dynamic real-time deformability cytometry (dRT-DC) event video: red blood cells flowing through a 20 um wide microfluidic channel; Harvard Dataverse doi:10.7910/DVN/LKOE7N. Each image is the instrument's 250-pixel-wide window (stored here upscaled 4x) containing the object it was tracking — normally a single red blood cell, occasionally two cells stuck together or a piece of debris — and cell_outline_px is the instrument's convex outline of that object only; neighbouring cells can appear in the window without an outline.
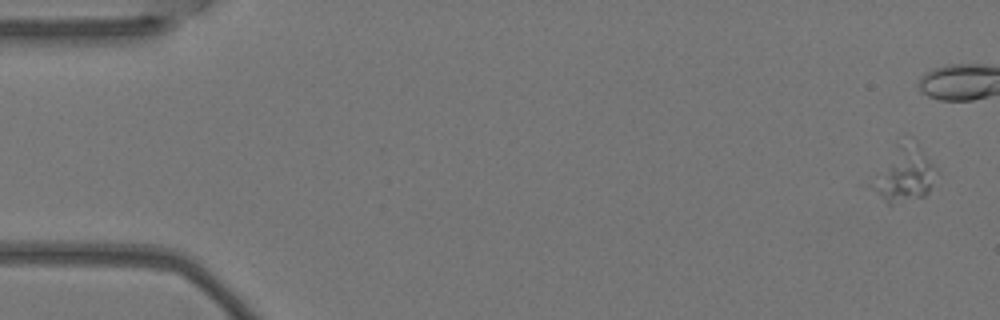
{"species": "Egyptian fruit bat (a non-hibernating species)", "species_latin": "Rousettus aegyptiacus", "temperature_condition": "warm", "stored_images_in_passage": 7, "camera_frame_rate_fps": 3000, "um_per_image_px": 0.085, "animal": {"sex": "female"}, "frame": {"image": 1, "passage_image": 1, "time_ms": 0.0, "image_size_px": [1000, 320], "cell_outline_px": [[936, 172], [928, 192], [924, 196], [892, 204], [888, 204], [872, 188], [888, 168], [892, 164], [924, 156], [936, 168]], "centroid_in_image_um": [77.0, 15.35], "position_along_channel_um": 8.0, "area_um2": 14.51}}
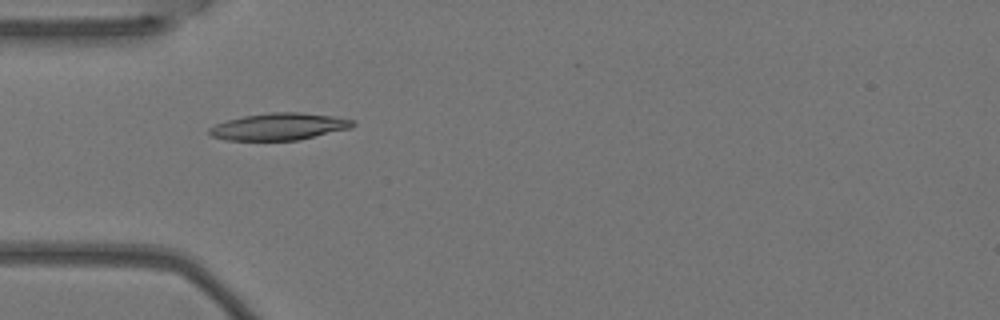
{"frame": {"image": 2, "passage_image": 6, "time_ms": 1.667, "image_size_px": [1000, 320], "cell_outline_px": [[356, 124], [348, 128], [296, 140], [228, 140], [212, 136], [208, 132], [208, 128], [216, 124], [228, 120], [244, 116], [268, 112], [300, 112], [332, 116], [352, 120]], "centroid_in_image_um": [23.67, 10.75], "position_along_channel_um": 61.3, "area_um2": 22.14}}
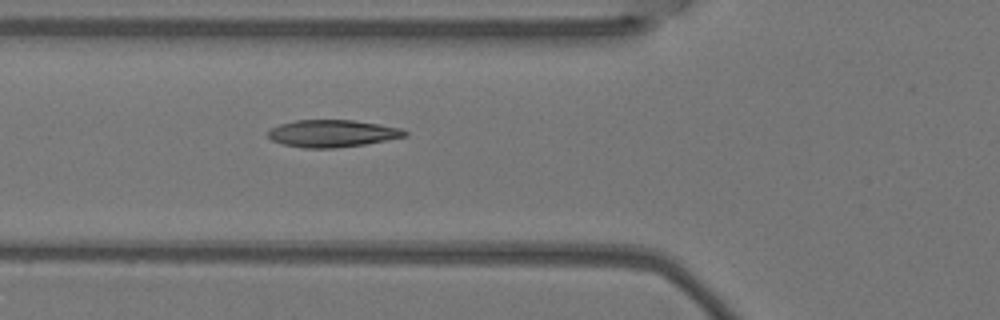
{"frame": {"image": 3, "passage_image": 7, "time_ms": 2.0, "image_size_px": [1000, 320], "cell_outline_px": [[408, 136], [364, 144], [336, 148], [304, 148], [284, 144], [272, 140], [268, 136], [268, 128], [280, 124], [296, 120], [352, 120], [400, 128], [408, 132]], "centroid_in_image_um": [28.22, 11.34], "position_along_channel_um": 97.6, "area_um2": 21.56}}